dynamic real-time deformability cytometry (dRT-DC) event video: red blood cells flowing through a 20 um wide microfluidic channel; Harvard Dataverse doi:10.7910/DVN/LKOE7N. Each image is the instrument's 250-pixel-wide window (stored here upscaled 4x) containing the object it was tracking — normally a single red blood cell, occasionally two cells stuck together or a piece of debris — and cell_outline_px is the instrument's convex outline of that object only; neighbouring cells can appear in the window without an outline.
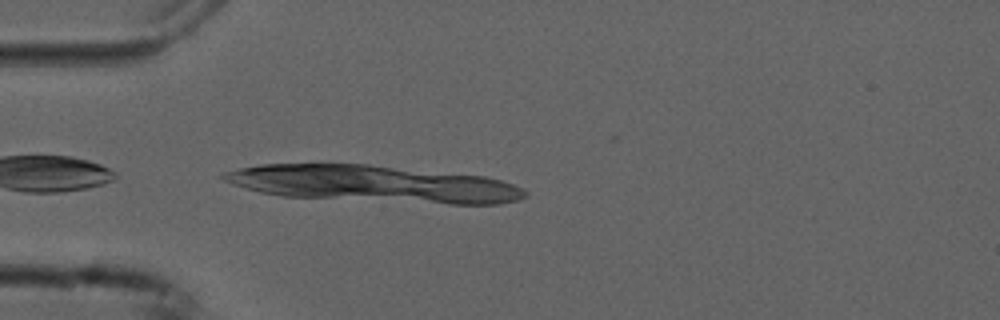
{"species": "common noctule bat (a hibernating species)", "species_latin": "Nyctalus noctula", "temperature_condition": "cold", "stored_images_in_passage": 4, "camera_frame_rate_fps": 3000, "um_per_image_px": 0.085, "animal": {"sex": "male", "forearm_length_mm": 52.5}, "frame": {"image": 1, "passage_image": 2, "time_ms": 0.333, "image_size_px": [1000, 320], "cell_outline_px": [[488, 180], [472, 200], [440, 200], [408, 192], [400, 188], [388, 172], [396, 172], [468, 176]], "centroid_in_image_um": [37.36, 15.76], "position_along_channel_um": 47.6, "area_um2": 13.93}}